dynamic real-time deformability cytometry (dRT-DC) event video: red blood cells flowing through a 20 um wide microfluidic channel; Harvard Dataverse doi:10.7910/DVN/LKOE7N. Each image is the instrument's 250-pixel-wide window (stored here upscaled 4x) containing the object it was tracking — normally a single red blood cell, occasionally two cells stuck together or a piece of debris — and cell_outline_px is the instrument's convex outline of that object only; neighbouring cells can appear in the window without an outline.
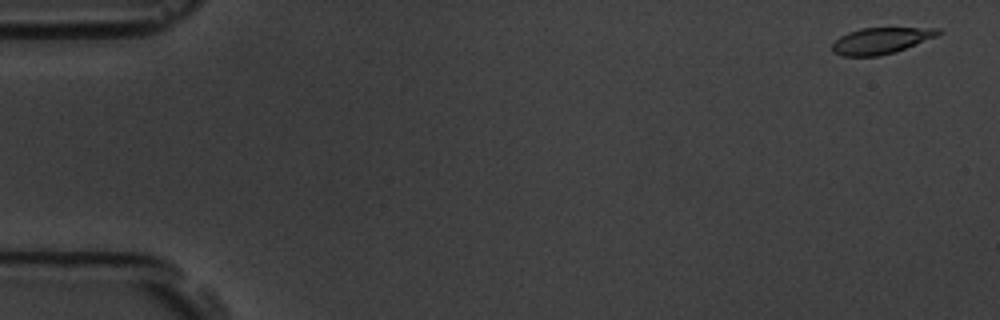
{"species": "common noctule bat (a hibernating species)", "species_latin": "Nyctalus noctula", "temperature_condition": "room temperature", "stored_images_in_passage": 56, "camera_frame_rate_fps": 3000, "um_per_image_px": 0.085, "animal": {"sex": "male", "body_mass_g": 19.5, "forearm_length_mm": 54.6}, "frame": {"image": 1, "passage_image": 2, "time_ms": 0.333, "image_size_px": [1000, 320], "cell_outline_px": [[944, 32], [936, 36], [896, 52], [880, 56], [844, 56], [832, 52], [832, 44], [840, 36], [848, 32], [860, 28], [940, 28]], "centroid_in_image_um": [74.88, 3.46], "position_along_channel_um": 10.1, "area_um2": 16.24}}
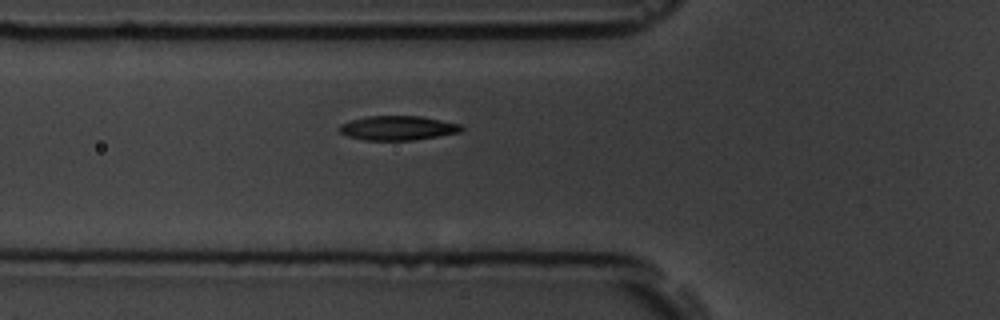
{"frame": {"image": 2, "passage_image": 20, "time_ms": 6.333, "image_size_px": [1000, 320], "cell_outline_px": [[464, 128], [460, 132], [412, 140], [364, 140], [348, 136], [340, 132], [336, 128], [340, 124], [352, 120], [368, 116], [420, 116], [460, 124]], "centroid_in_image_um": [33.77, 10.88], "position_along_channel_um": 92.0, "area_um2": 17.17}}
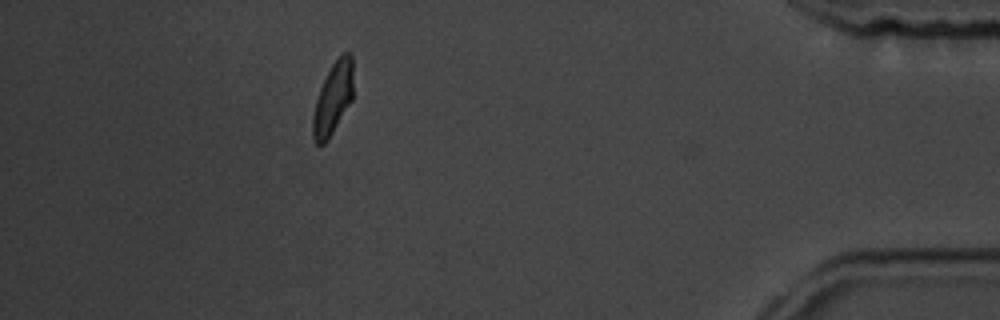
{"frame": {"image": 3, "passage_image": 50, "time_ms": 16.333, "image_size_px": [1000, 320], "cell_outline_px": [[352, 100], [328, 140], [324, 144], [316, 144], [312, 136], [312, 116], [316, 100], [320, 88], [332, 64], [344, 52], [348, 52], [352, 56]], "centroid_in_image_um": [28.29, 8.4], "position_along_channel_um": 406.9, "area_um2": 16.76}, "authors_computed_cell_mechanics": {"area_um2": 17.4556, "velocity_mm_per_s": 3.6634, "shape_relaxation_time_tau1_ms": 2.5348, "shape_relaxation_time_tau2_ms": 2.3905, "deformation_change_tau1": 0.131, "deformation_change_tau2": 0.078}}